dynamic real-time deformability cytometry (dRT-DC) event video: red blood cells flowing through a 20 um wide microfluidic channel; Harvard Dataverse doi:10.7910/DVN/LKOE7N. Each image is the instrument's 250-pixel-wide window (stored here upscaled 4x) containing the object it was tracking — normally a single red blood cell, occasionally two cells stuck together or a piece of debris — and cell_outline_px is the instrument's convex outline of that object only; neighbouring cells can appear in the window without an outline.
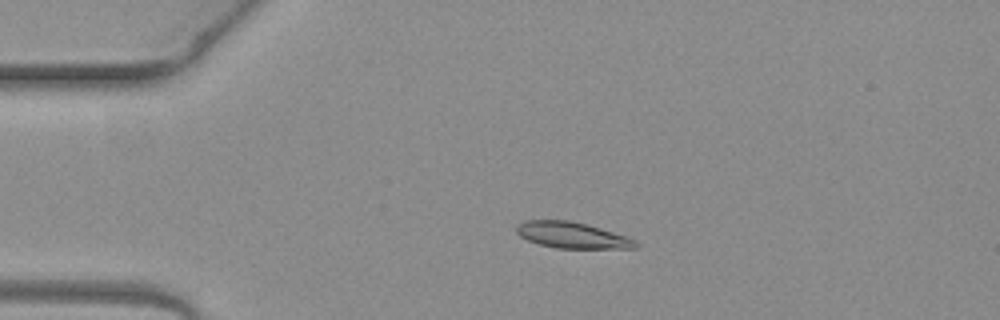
{"species": "common noctule bat (a hibernating species)", "species_latin": "Nyctalus noctula", "temperature_condition": "warm", "stored_images_in_passage": 4, "camera_frame_rate_fps": 3000, "um_per_image_px": 0.085, "animal": {"sex": "female", "body_mass_g": 19.3, "forearm_length_mm": 54.1}, "frame": {"image": 1, "passage_image": 3, "time_ms": 0.667, "image_size_px": [1000, 320], "cell_outline_px": [[640, 244], [636, 248], [556, 248], [540, 244], [528, 240], [520, 236], [516, 232], [516, 224], [524, 220], [568, 220], [600, 228], [636, 240]], "centroid_in_image_um": [48.59, 19.99], "position_along_channel_um": 36.4, "area_um2": 17.98}}